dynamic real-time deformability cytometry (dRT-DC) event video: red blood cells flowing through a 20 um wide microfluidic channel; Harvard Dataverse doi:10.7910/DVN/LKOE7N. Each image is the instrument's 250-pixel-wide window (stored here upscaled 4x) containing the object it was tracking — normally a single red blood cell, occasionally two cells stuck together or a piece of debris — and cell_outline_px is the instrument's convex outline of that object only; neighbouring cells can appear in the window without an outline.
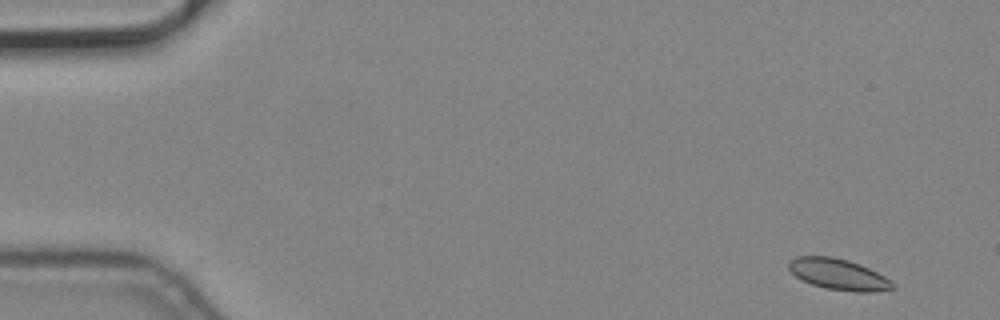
{"species": "common noctule bat (a hibernating species)", "species_latin": "Nyctalus noctula", "temperature_condition": "cold", "stored_images_in_passage": 8, "camera_frame_rate_fps": 3000, "um_per_image_px": 0.085, "animal": {"sex": "male", "body_mass_g": 19.2, "forearm_length_mm": 51.8}, "frame": {"image": 1, "passage_image": 1, "time_ms": 0.0, "image_size_px": [1000, 320], "cell_outline_px": [[896, 288], [876, 292], [856, 292], [828, 288], [812, 284], [796, 276], [788, 268], [788, 260], [796, 256], [832, 256], [848, 260], [860, 264], [884, 276], [896, 284]], "centroid_in_image_um": [71.29, 23.31], "position_along_channel_um": 13.7, "area_um2": 18.79}}
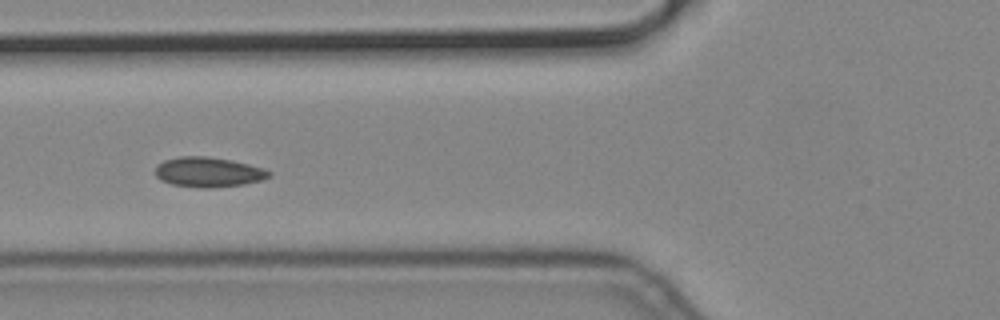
{"frame": {"image": 2, "passage_image": 6, "time_ms": 1.667, "image_size_px": [1000, 320], "cell_outline_px": [[272, 176], [260, 180], [244, 184], [212, 188], [200, 188], [172, 184], [160, 180], [156, 176], [156, 164], [164, 160], [180, 156], [208, 156], [232, 160], [264, 168], [272, 172]], "centroid_in_image_um": [17.71, 14.62], "position_along_channel_um": 108.1, "area_um2": 20.0}}
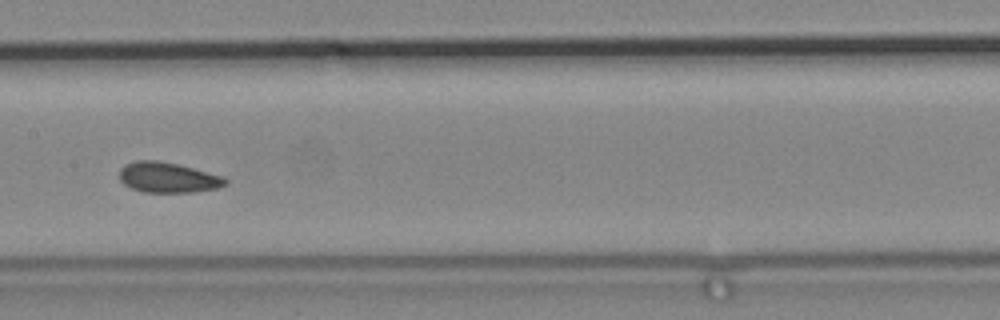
{"frame": {"image": 3, "passage_image": 8, "time_ms": 2.333, "image_size_px": [1000, 320], "cell_outline_px": [[228, 184], [216, 188], [192, 192], [144, 192], [132, 188], [124, 184], [120, 180], [120, 168], [124, 164], [136, 160], [156, 160], [176, 164], [224, 176], [228, 180]], "centroid_in_image_um": [14.27, 15.08], "position_along_channel_um": 193.1, "area_um2": 18.67}}